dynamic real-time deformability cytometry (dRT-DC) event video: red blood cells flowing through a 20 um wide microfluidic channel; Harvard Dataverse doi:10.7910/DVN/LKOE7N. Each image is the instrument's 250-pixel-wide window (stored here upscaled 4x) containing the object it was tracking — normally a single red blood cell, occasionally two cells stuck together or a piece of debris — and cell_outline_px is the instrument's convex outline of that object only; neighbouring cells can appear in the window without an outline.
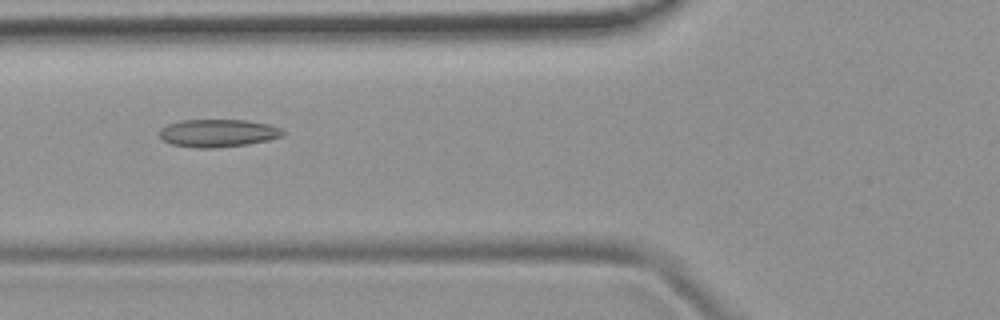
{"species": "common noctule bat (a hibernating species)", "species_latin": "Nyctalus noctula", "temperature_condition": "room temperature", "stored_images_in_passage": 38, "camera_frame_rate_fps": 3000, "um_per_image_px": 0.085, "animal": {"sex": "female", "body_mass_g": 19.9}, "frame": {"image": 1, "passage_image": 6, "time_ms": 1.667, "image_size_px": [1000, 320], "cell_outline_px": [[284, 136], [268, 140], [248, 144], [216, 148], [196, 148], [172, 144], [164, 140], [160, 136], [160, 128], [168, 124], [180, 120], [248, 120], [268, 124], [280, 128], [284, 132]], "centroid_in_image_um": [18.54, 11.31], "position_along_channel_um": 107.3, "area_um2": 20.0}}
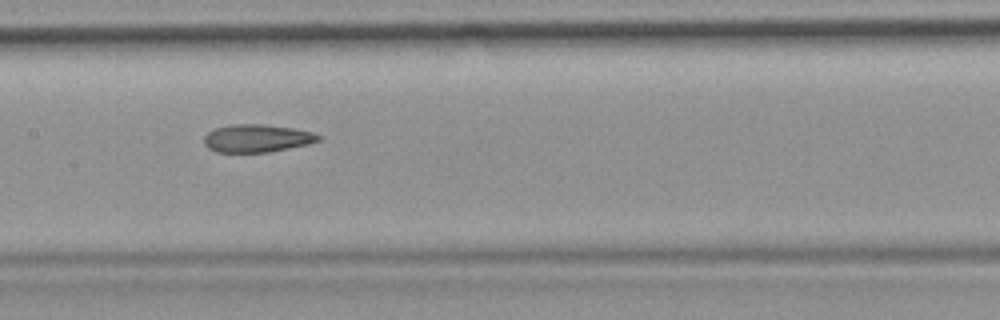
{"frame": {"image": 2, "passage_image": 12, "time_ms": 3.667, "image_size_px": [1000, 320], "cell_outline_px": [[320, 140], [308, 144], [268, 152], [216, 152], [208, 148], [204, 144], [204, 136], [208, 132], [216, 128], [232, 124], [264, 124], [292, 128], [312, 132], [320, 136]], "centroid_in_image_um": [21.81, 11.75], "position_along_channel_um": 185.6, "area_um2": 18.44}, "authors_computed_cell_mechanics": {"area_um2": 19.1607, "velocity_mm_per_s": 3.9087, "shape_relaxation_time_tau1_ms": null, "shape_relaxation_time_tau2_ms": 2.5878, "deformation_change_tau1": null, "deformation_change_tau2": 0.1119}}